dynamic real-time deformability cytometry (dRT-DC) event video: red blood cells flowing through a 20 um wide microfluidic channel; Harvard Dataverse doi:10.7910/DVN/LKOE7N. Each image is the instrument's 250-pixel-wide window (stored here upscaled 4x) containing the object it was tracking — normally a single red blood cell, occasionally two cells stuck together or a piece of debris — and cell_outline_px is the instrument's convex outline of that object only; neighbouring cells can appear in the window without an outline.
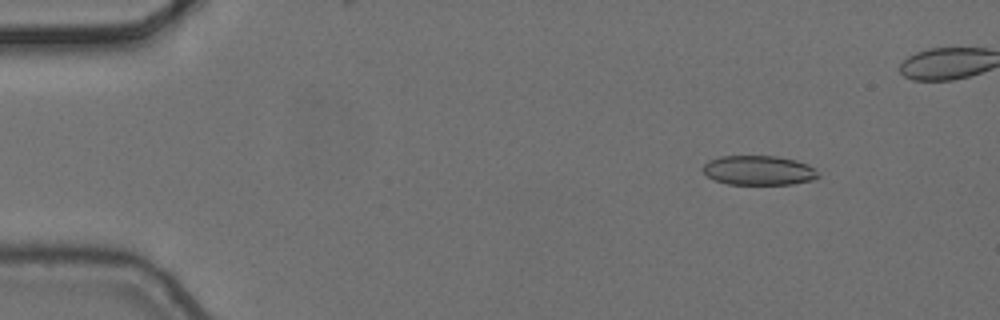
{"species": "common noctule bat (a hibernating species)", "species_latin": "Nyctalus noctula", "temperature_condition": "cold", "stored_images_in_passage": 6, "camera_frame_rate_fps": 3000, "um_per_image_px": 0.085, "animal": {"sex": "female", "body_mass_g": 24.6, "forearm_length_mm": 56.2}, "frame": {"image": 1, "passage_image": 2, "time_ms": 0.333, "image_size_px": [1000, 320], "cell_outline_px": [[820, 176], [816, 180], [792, 184], [728, 184], [712, 180], [700, 168], [708, 160], [720, 156], [776, 156], [796, 160], [808, 164], [820, 172]], "centroid_in_image_um": [64.51, 14.48], "position_along_channel_um": 20.5, "area_um2": 20.17}}